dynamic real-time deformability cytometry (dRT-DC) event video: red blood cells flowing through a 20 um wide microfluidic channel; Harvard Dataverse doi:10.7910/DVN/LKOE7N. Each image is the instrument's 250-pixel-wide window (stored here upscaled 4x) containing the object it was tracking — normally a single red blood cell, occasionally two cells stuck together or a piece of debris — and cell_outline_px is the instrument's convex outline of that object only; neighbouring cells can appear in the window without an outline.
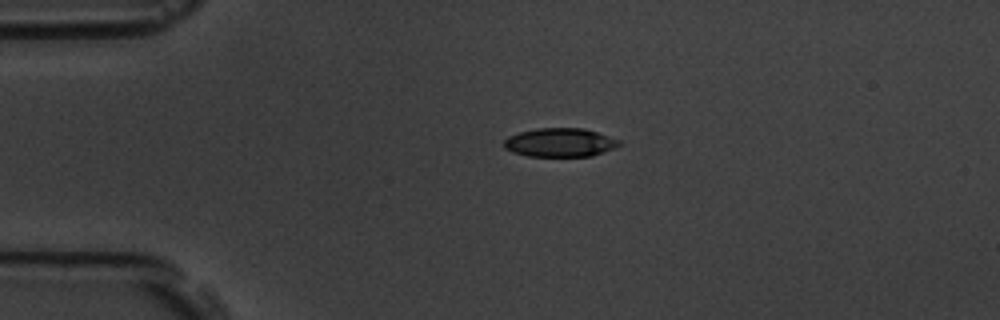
{"species": "common noctule bat (a hibernating species)", "species_latin": "Nyctalus noctula", "temperature_condition": "room temperature", "stored_images_in_passage": 3, "camera_frame_rate_fps": 3000, "um_per_image_px": 0.085, "animal": {"sex": "male", "body_mass_g": 19.5, "forearm_length_mm": 54.6}, "frame": {"image": 1, "passage_image": 1, "time_ms": 0.0, "image_size_px": [1000, 320], "cell_outline_px": [[624, 144], [592, 156], [528, 156], [512, 152], [504, 148], [504, 140], [508, 136], [520, 132], [536, 128], [584, 128], [620, 140]], "centroid_in_image_um": [47.6, 12.11], "position_along_channel_um": 37.4, "area_um2": 19.31}}
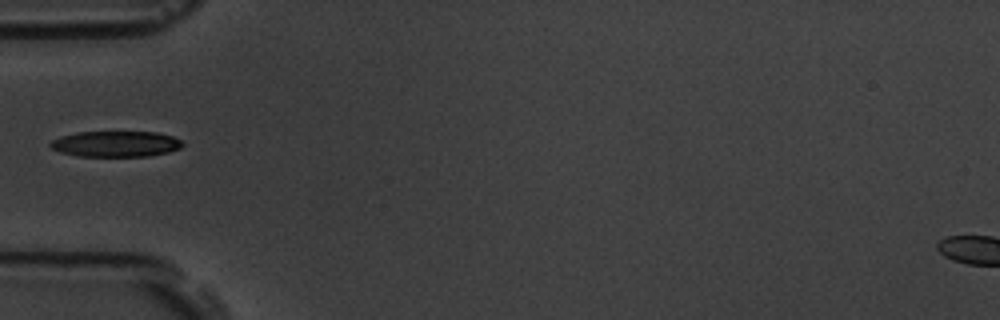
{"frame": {"image": 2, "passage_image": 3, "time_ms": 2.0, "image_size_px": [1000, 320], "cell_outline_px": [[184, 144], [180, 148], [168, 152], [148, 156], [76, 156], [60, 152], [52, 148], [48, 144], [52, 140], [60, 136], [76, 132], [156, 132], [172, 136], [180, 140]], "centroid_in_image_um": [9.81, 12.23], "position_along_channel_um": 75.2, "area_um2": 19.88}}